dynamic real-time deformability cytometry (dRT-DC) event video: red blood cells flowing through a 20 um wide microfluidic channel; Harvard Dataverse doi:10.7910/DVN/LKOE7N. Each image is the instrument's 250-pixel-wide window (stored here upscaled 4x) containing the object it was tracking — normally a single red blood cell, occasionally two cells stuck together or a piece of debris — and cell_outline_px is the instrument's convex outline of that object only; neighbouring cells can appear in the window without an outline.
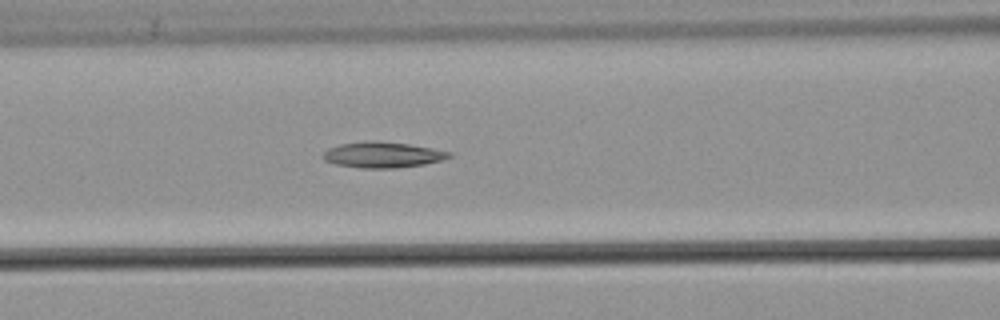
{"species": "common noctule bat (a hibernating species)", "species_latin": "Nyctalus noctula", "temperature_condition": "warm", "stored_images_in_passage": 43, "camera_frame_rate_fps": 3000, "um_per_image_px": 0.085, "animal": {"sex": "male", "body_mass_g": 21.5, "forearm_length_mm": 52.0}, "frame": {"image": 1, "passage_image": 13, "time_ms": 4.0, "image_size_px": [1000, 320], "cell_outline_px": [[452, 156], [440, 160], [424, 164], [396, 168], [364, 168], [336, 164], [324, 160], [320, 156], [328, 148], [340, 144], [372, 140], [376, 140], [408, 144], [432, 148], [452, 152]], "centroid_in_image_um": [32.5, 13.15], "position_along_channel_um": 134.1, "area_um2": 18.9}}
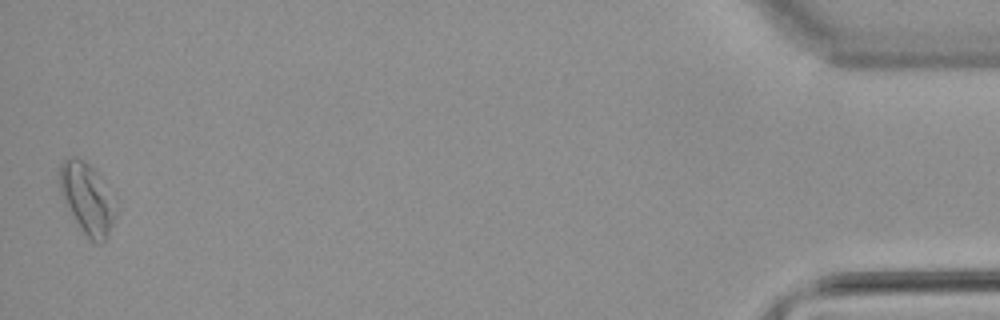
{"frame": {"image": 2, "passage_image": 43, "time_ms": 14.0, "image_size_px": [1000, 320], "cell_outline_px": [[116, 216], [108, 236], [100, 244], [96, 244], [80, 228], [60, 192], [60, 164], [64, 160], [72, 156], [76, 156], [84, 160], [100, 176], [116, 212]], "centroid_in_image_um": [7.39, 16.87], "position_along_channel_um": 427.8, "area_um2": 22.31}}